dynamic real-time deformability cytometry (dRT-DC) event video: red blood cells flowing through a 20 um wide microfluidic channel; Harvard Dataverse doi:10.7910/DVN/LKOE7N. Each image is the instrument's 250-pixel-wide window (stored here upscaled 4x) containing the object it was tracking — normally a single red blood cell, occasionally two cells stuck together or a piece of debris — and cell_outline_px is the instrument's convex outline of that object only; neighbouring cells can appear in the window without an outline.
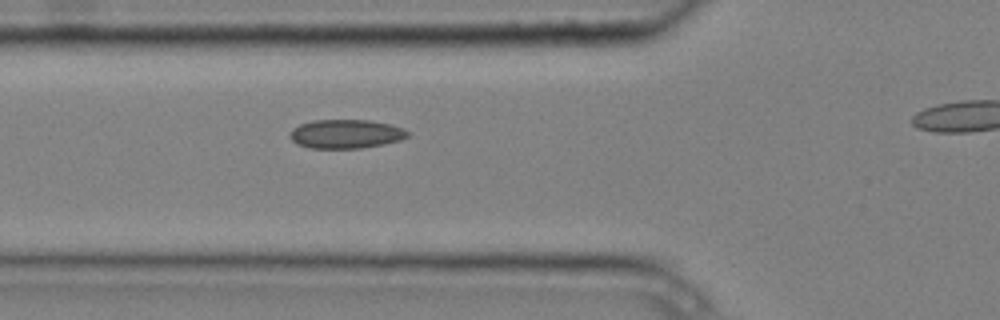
{"species": "common noctule bat (a hibernating species)", "species_latin": "Nyctalus noctula", "temperature_condition": "cold", "stored_images_in_passage": 5, "segment_of_instrument_passage": [1, 2], "camera_frame_rate_fps": 3000, "um_per_image_px": 0.085, "animal": {"sex": "male", "body_mass_g": 20.4}, "frame": {"image": 1, "passage_image": 4, "time_ms": 1.0, "image_size_px": [1000, 320], "cell_outline_px": [[408, 136], [400, 140], [384, 144], [360, 148], [308, 148], [296, 144], [288, 136], [292, 128], [300, 124], [312, 120], [368, 120], [392, 124], [404, 128], [408, 132]], "centroid_in_image_um": [29.37, 11.38], "position_along_channel_um": 96.4, "area_um2": 20.0}}